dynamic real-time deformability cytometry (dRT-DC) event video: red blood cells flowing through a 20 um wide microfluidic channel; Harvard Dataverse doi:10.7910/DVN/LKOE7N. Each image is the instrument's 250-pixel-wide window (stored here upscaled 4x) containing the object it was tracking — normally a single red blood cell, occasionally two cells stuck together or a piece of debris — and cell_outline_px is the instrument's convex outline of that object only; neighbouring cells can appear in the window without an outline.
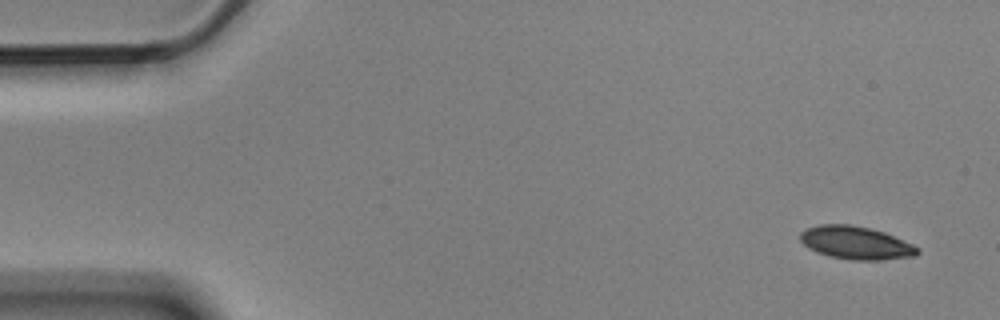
{"species": "Egyptian fruit bat (a non-hibernating species)", "species_latin": "Rousettus aegyptiacus", "temperature_condition": "cold", "stored_images_in_passage": 5, "segment_of_instrument_passage": [1, 2], "camera_frame_rate_fps": 3000, "um_per_image_px": 0.085, "animal": {"sex": "male"}, "frame": {"image": 1, "passage_image": 1, "time_ms": 0.0, "image_size_px": [1000, 320], "cell_outline_px": [[920, 252], [916, 256], [880, 260], [848, 260], [828, 256], [816, 252], [808, 248], [800, 240], [800, 232], [808, 228], [820, 224], [852, 224], [872, 228], [884, 232], [912, 244], [920, 248]], "centroid_in_image_um": [72.75, 20.64], "position_along_channel_um": 12.2, "area_um2": 22.77}}
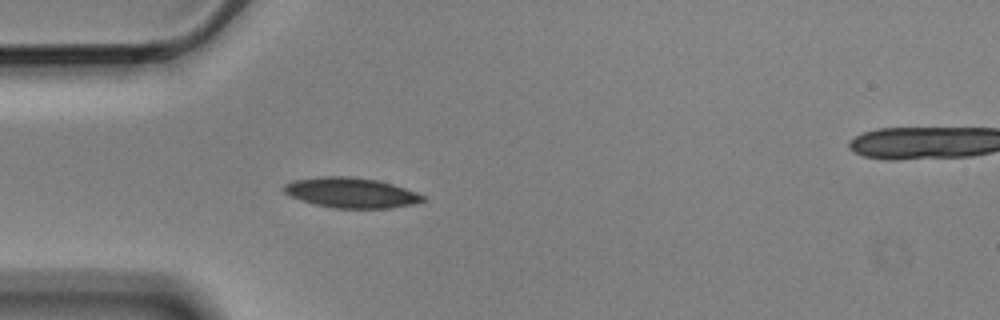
{"frame": {"image": 2, "passage_image": 4, "time_ms": 1.0, "image_size_px": [1000, 320], "cell_outline_px": [[424, 200], [416, 204], [388, 208], [332, 208], [300, 200], [288, 196], [284, 192], [284, 184], [296, 180], [324, 176], [352, 176], [376, 180], [392, 184], [416, 192], [424, 196]], "centroid_in_image_um": [29.84, 16.38], "position_along_channel_um": 55.2, "area_um2": 24.33}}